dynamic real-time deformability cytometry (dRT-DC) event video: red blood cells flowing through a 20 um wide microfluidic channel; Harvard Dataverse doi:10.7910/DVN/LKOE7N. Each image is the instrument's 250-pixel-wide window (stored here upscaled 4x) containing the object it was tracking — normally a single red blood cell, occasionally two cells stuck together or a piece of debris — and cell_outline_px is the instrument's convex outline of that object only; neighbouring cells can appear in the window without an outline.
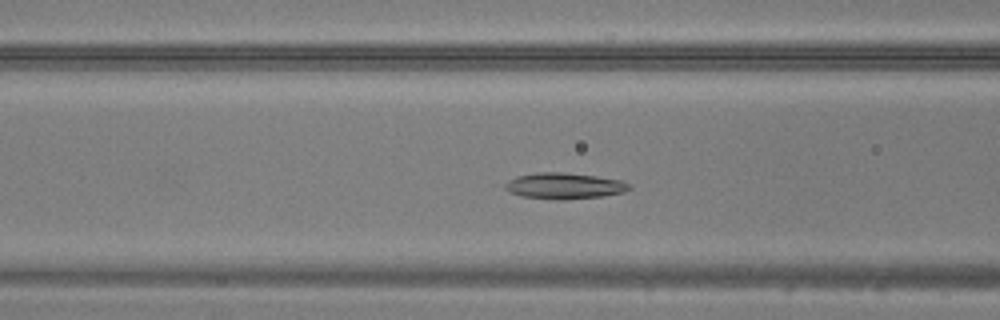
{"species": "common noctule bat (a hibernating species)", "species_latin": "Nyctalus noctula", "temperature_condition": "warm", "stored_images_in_passage": 38, "camera_frame_rate_fps": 3000, "um_per_image_px": 0.085, "animal": {"sex": "male", "body_mass_g": 20.5, "forearm_length_mm": 52.5}, "frame": {"image": 1, "passage_image": 9, "time_ms": 2.667, "image_size_px": [1000, 320], "cell_outline_px": [[632, 188], [624, 192], [604, 196], [564, 200], [560, 200], [520, 196], [508, 192], [504, 188], [504, 184], [516, 176], [536, 172], [560, 172], [596, 176], [620, 180], [632, 184]], "centroid_in_image_um": [47.97, 15.8], "position_along_channel_um": 118.6, "area_um2": 19.07}}
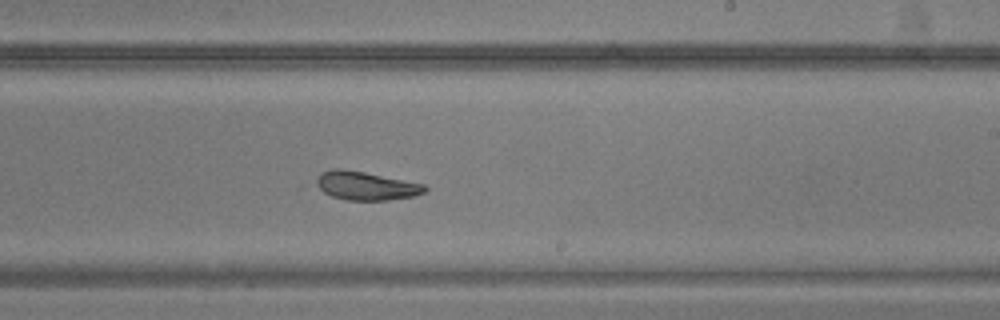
{"frame": {"image": 2, "passage_image": 19, "time_ms": 6.0, "image_size_px": [1000, 320], "cell_outline_px": [[428, 188], [424, 192], [412, 196], [388, 200], [348, 200], [332, 196], [324, 192], [316, 184], [316, 180], [324, 172], [332, 168], [340, 168], [364, 172], [424, 184]], "centroid_in_image_um": [31.11, 15.79], "position_along_channel_um": 257.9, "area_um2": 17.69}}
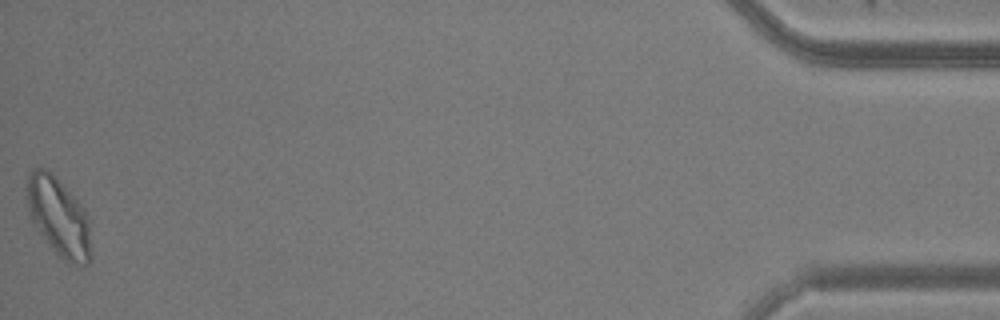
{"frame": {"image": 3, "passage_image": 38, "time_ms": 12.333, "image_size_px": [1000, 320], "cell_outline_px": [[92, 260], [88, 264], [72, 264], [56, 256], [32, 224], [28, 216], [28, 172], [36, 168], [44, 168], [52, 172], [84, 208], [88, 216], [92, 252]], "centroid_in_image_um": [5.0, 18.49], "position_along_channel_um": 430.2, "area_um2": 29.94}}